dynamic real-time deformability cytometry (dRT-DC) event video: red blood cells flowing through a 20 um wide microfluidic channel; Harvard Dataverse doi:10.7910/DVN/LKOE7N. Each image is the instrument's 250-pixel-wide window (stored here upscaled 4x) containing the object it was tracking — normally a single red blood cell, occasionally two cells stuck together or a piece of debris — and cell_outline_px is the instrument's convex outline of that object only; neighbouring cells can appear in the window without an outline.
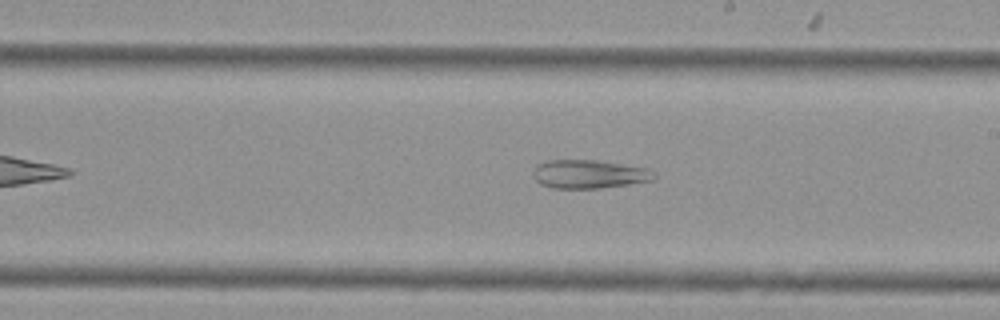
{"species": "Egyptian fruit bat (a non-hibernating species)", "species_latin": "Rousettus aegyptiacus", "temperature_condition": "cold", "stored_images_in_passage": 44, "camera_frame_rate_fps": 3000, "um_per_image_px": 0.085, "animal": {"sex": "female"}, "frame": {"image": 1, "passage_image": 21, "time_ms": 6.667, "image_size_px": [1000, 320], "cell_outline_px": [[656, 176], [652, 180], [628, 184], [600, 188], [552, 188], [540, 184], [532, 176], [532, 172], [536, 164], [544, 160], [596, 160], [648, 168], [656, 172]], "centroid_in_image_um": [50.03, 14.79], "position_along_channel_um": 239.0, "area_um2": 20.29}}
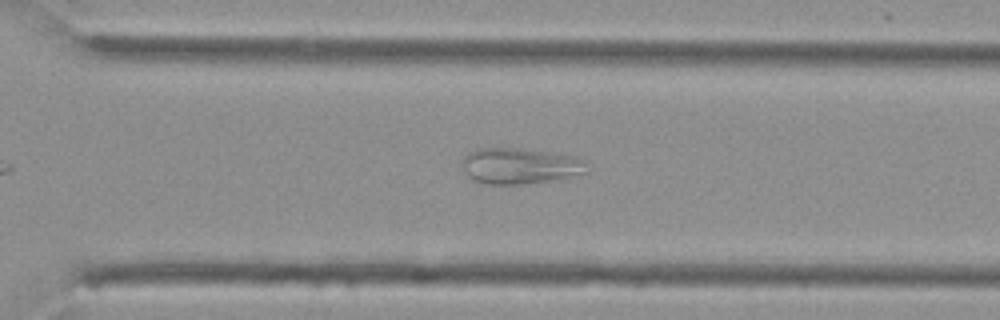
{"frame": {"image": 2, "passage_image": 28, "time_ms": 9.0, "image_size_px": [1000, 320], "cell_outline_px": [[588, 172], [548, 180], [520, 184], [484, 184], [472, 180], [468, 176], [460, 164], [464, 156], [476, 148], [524, 148], [572, 156], [584, 160]], "centroid_in_image_um": [44.11, 14.09], "position_along_channel_um": 326.5, "area_um2": 25.95}}
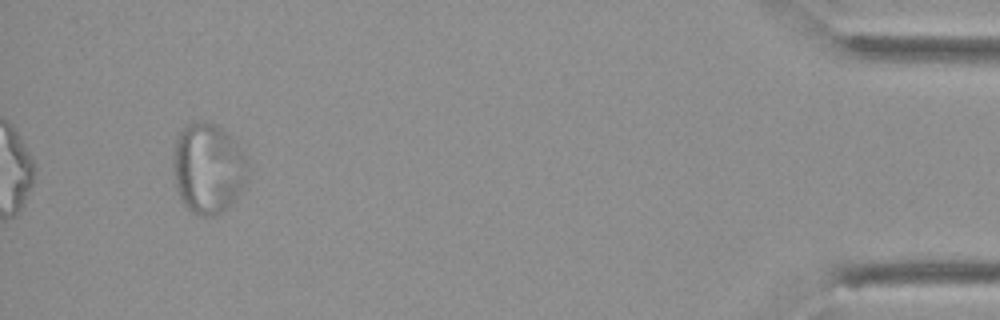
{"frame": {"image": 3, "passage_image": 41, "time_ms": 13.333, "image_size_px": [1000, 320], "cell_outline_px": [[248, 180], [228, 208], [216, 216], [200, 216], [192, 212], [180, 200], [176, 188], [172, 160], [172, 156], [176, 140], [180, 132], [188, 124], [196, 120], [204, 120], [216, 124], [236, 140], [248, 160]], "centroid_in_image_um": [17.7, 14.3], "position_along_channel_um": 417.5, "area_um2": 40.0}}